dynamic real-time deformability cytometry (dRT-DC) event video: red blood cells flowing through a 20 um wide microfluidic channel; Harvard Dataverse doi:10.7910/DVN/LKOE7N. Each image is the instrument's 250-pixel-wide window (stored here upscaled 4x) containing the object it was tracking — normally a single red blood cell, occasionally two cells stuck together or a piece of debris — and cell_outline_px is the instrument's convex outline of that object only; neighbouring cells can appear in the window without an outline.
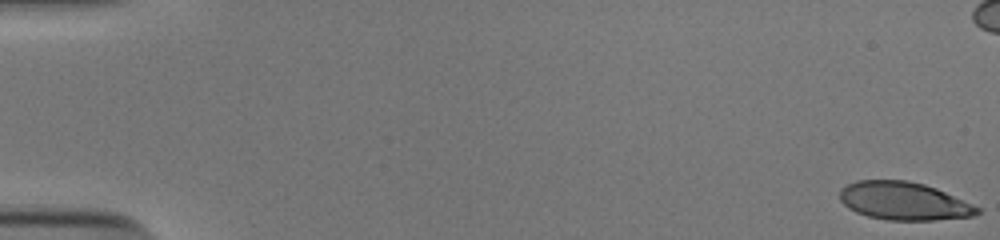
{"species": "human", "species_latin": "Homo sapiens", "temperature_condition": "cold", "stored_images_in_passage": 48, "camera_frame_rate_fps": 3000, "um_per_image_px": 0.085, "donor": {"sex": "male"}, "frame": {"image": 1, "passage_image": 1, "time_ms": 0.0, "image_size_px": [1000, 240], "cell_outline_px": [[980, 212], [972, 216], [932, 220], [888, 220], [868, 216], [856, 212], [848, 208], [840, 200], [840, 188], [856, 180], [908, 180], [924, 184], [936, 188], [980, 208]], "centroid_in_image_um": [76.78, 17.08], "position_along_channel_um": 8.2, "area_um2": 30.29}}
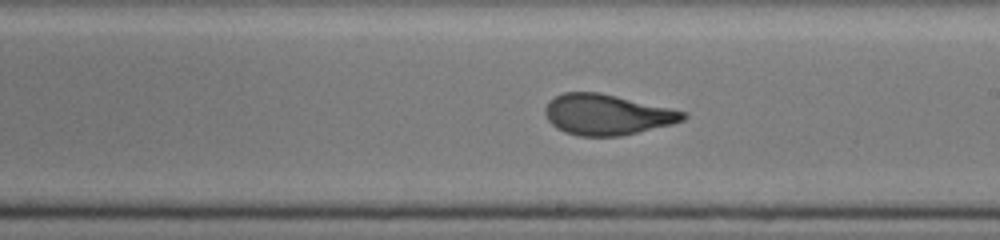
{"frame": {"image": 2, "passage_image": 32, "time_ms": 10.333, "image_size_px": [1000, 240], "cell_outline_px": [[688, 116], [684, 120], [672, 124], [620, 136], [580, 136], [564, 132], [556, 128], [548, 120], [544, 112], [544, 108], [548, 100], [564, 92], [600, 92], [688, 112]], "centroid_in_image_um": [51.58, 9.73], "position_along_channel_um": 237.4, "area_um2": 32.77}}
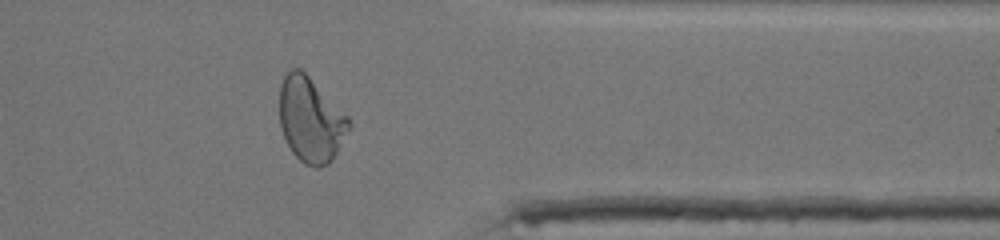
{"frame": {"image": 3, "passage_image": 44, "time_ms": 14.333, "image_size_px": [1000, 240], "cell_outline_px": [[348, 128], [332, 160], [328, 164], [320, 168], [316, 168], [304, 164], [292, 152], [280, 128], [280, 84], [284, 76], [292, 68], [300, 68], [348, 116]], "centroid_in_image_um": [26.37, 10.19], "position_along_channel_um": 385.0, "area_um2": 33.7}, "authors_computed_cell_mechanics": {"area_um2": 32.4836, "velocity_mm_per_s": 3.898, "shape_relaxation_time_tau1_ms": 6.1512, "shape_relaxation_time_tau2_ms": 0.7173, "deformation_change_tau1": 0.2396, "deformation_change_tau2": 0.0841}}